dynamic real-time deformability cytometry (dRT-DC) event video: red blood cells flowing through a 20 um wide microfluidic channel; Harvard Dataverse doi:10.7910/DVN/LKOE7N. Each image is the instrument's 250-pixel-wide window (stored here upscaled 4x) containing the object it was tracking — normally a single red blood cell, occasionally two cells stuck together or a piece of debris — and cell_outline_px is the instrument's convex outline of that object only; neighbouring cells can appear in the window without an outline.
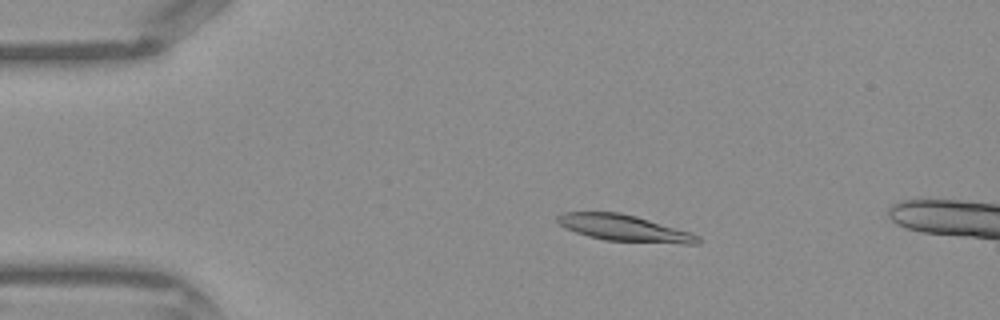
{"species": "Egyptian fruit bat (a non-hibernating species)", "species_latin": "Rousettus aegyptiacus", "temperature_condition": "warm", "stored_images_in_passage": 11, "camera_frame_rate_fps": 3000, "um_per_image_px": 0.085, "frame": {"image": 1, "passage_image": 7, "time_ms": 2.0, "image_size_px": [1000, 320], "cell_outline_px": [[700, 244], [684, 244], [604, 240], [588, 236], [576, 232], [560, 224], [556, 220], [556, 216], [564, 212], [620, 212], [636, 216], [692, 232], [700, 236]], "centroid_in_image_um": [53.11, 19.39], "position_along_channel_um": 31.9, "area_um2": 21.62}}